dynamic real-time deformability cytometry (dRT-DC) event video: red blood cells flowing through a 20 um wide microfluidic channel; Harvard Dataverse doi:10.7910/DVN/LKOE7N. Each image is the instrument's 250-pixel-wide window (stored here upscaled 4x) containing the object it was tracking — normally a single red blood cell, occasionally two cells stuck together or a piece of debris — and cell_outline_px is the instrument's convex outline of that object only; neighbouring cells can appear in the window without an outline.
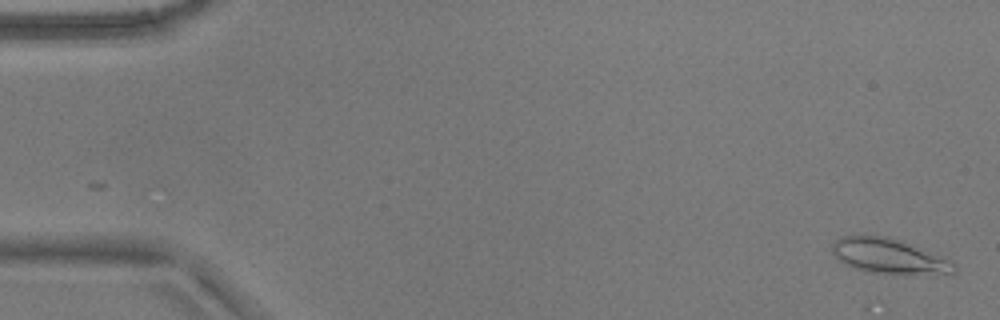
{"species": "common noctule bat (a hibernating species)", "species_latin": "Nyctalus noctula", "temperature_condition": "warm", "stored_images_in_passage": 53, "camera_frame_rate_fps": 3000, "um_per_image_px": 0.085, "animal": {"sex": "male", "body_mass_g": 17.9}, "frame": {"image": 1, "passage_image": 1, "time_ms": 0.0, "image_size_px": [1000, 320], "cell_outline_px": [[956, 272], [872, 272], [856, 268], [840, 260], [832, 252], [832, 244], [840, 236], [860, 232], [888, 236], [900, 240], [956, 264]], "centroid_in_image_um": [75.39, 21.67], "position_along_channel_um": 9.6, "area_um2": 23.99}}
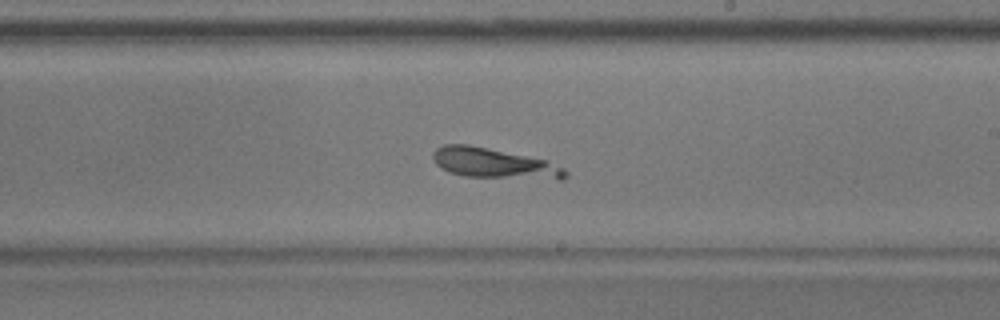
{"frame": {"image": 2, "passage_image": 31, "time_ms": 10.0, "image_size_px": [1000, 320], "cell_outline_px": [[568, 176], [564, 180], [556, 180], [464, 176], [448, 172], [440, 168], [436, 164], [432, 156], [432, 152], [436, 148], [444, 144], [468, 144], [548, 160], [564, 168], [568, 172]], "centroid_in_image_um": [42.03, 13.9], "position_along_channel_um": 247.0, "area_um2": 23.76}}
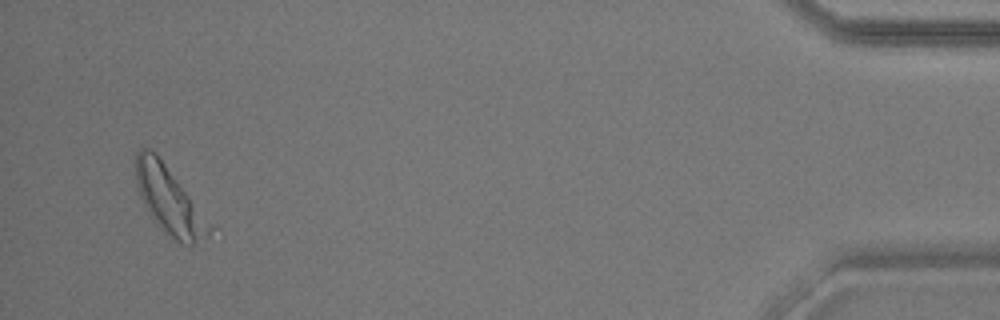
{"frame": {"image": 3, "passage_image": 51, "time_ms": 16.667, "image_size_px": [1000, 320], "cell_outline_px": [[216, 228], [208, 236], [192, 244], [180, 244], [160, 228], [144, 204], [136, 180], [136, 152], [140, 148], [148, 148], [156, 152]], "centroid_in_image_um": [14.43, 17.03], "position_along_channel_um": 420.8, "area_um2": 28.55}}